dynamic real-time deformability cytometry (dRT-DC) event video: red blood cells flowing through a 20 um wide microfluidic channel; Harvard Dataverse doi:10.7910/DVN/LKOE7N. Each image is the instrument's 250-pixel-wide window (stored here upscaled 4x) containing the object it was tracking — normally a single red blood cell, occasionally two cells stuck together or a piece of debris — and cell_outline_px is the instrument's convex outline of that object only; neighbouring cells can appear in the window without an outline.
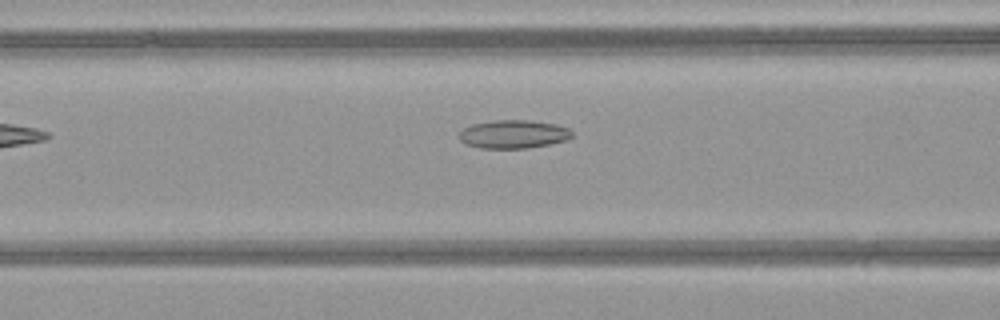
{"species": "common noctule bat (a hibernating species)", "species_latin": "Nyctalus noctula", "temperature_condition": "warm", "stored_images_in_passage": 37, "camera_frame_rate_fps": 3000, "um_per_image_px": 0.085, "animal": {"sex": "female", "body_mass_g": 21.9}, "frame": {"image": 1, "passage_image": 7, "time_ms": 2.0, "image_size_px": [1000, 320], "cell_outline_px": [[572, 136], [568, 140], [548, 144], [524, 148], [480, 148], [464, 144], [460, 140], [460, 132], [464, 128], [472, 124], [492, 120], [528, 120], [556, 124], [568, 128], [572, 132]], "centroid_in_image_um": [43.63, 11.4], "position_along_channel_um": 123.0, "area_um2": 18.61}}
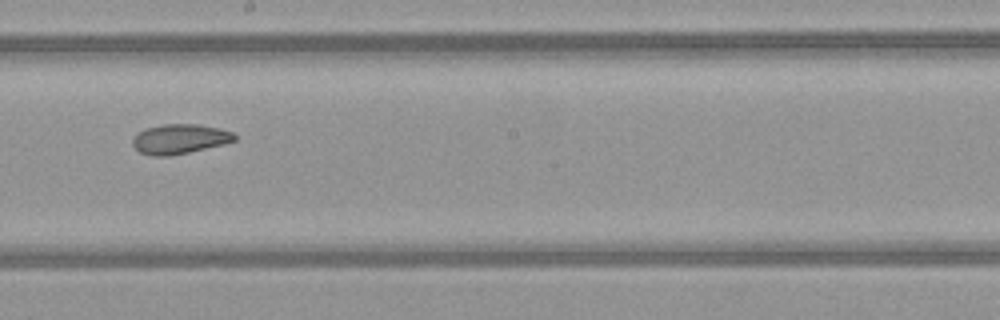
{"frame": {"image": 2, "passage_image": 15, "time_ms": 4.667, "image_size_px": [1000, 320], "cell_outline_px": [[236, 140], [224, 144], [188, 152], [168, 156], [152, 156], [140, 152], [132, 144], [132, 140], [136, 132], [144, 128], [164, 124], [196, 124], [220, 128], [232, 132], [236, 136]], "centroid_in_image_um": [15.25, 11.8], "position_along_channel_um": 233.0, "area_um2": 17.69}}
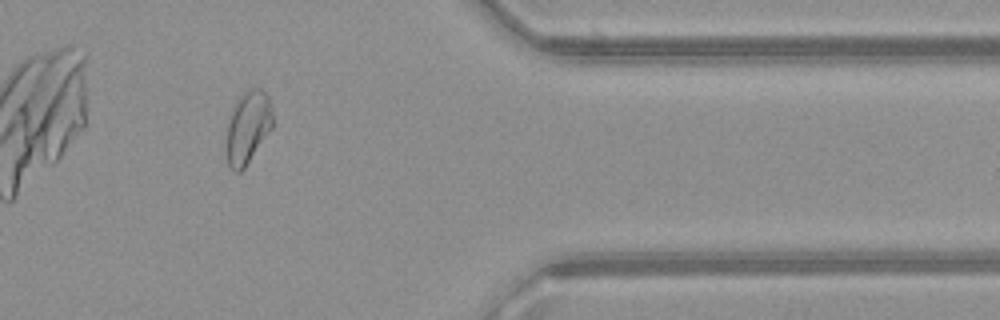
{"frame": {"image": 3, "passage_image": 28, "time_ms": 9.0, "image_size_px": [1000, 320], "cell_outline_px": [[272, 128], [244, 168], [240, 172], [236, 172], [228, 164], [228, 124], [236, 100], [244, 92], [252, 88], [260, 88], [268, 96], [272, 104]], "centroid_in_image_um": [21.11, 10.78], "position_along_channel_um": 390.3, "area_um2": 19.02}, "authors_computed_cell_mechanics": {"area_um2": 18.785, "velocity_mm_per_s": 4.1101, "shape_relaxation_time_tau1_ms": null, "shape_relaxation_time_tau2_ms": 2.785, "deformation_change_tau1": null, "deformation_change_tau2": 0.0839}}